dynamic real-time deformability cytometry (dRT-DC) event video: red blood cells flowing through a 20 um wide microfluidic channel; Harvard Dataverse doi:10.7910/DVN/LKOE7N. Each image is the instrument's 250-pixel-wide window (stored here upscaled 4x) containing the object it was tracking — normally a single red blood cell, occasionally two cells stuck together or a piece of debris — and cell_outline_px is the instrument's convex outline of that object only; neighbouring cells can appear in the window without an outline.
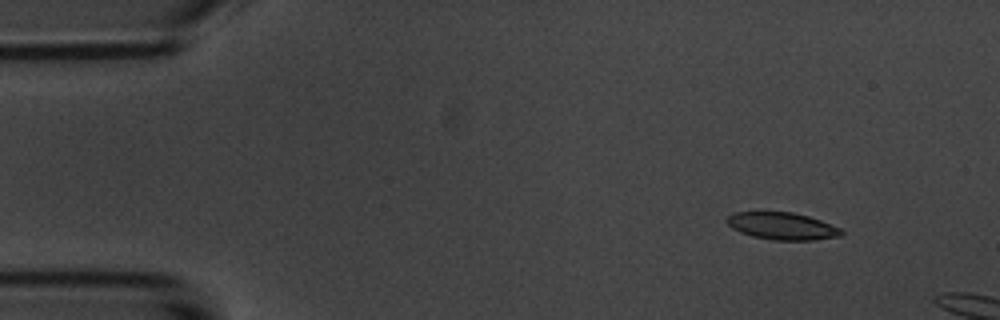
{"species": "common noctule bat (a hibernating species)", "species_latin": "Nyctalus noctula", "temperature_condition": "room temperature", "stored_images_in_passage": 5, "camera_frame_rate_fps": 3000, "um_per_image_px": 0.085, "animal": {"sex": "male", "body_mass_g": 20.1, "forearm_length_mm": 53.5}, "frame": {"image": 1, "passage_image": 2, "time_ms": 1.333, "image_size_px": [1000, 320], "cell_outline_px": [[844, 232], [840, 236], [812, 240], [772, 240], [752, 236], [740, 232], [732, 228], [724, 220], [732, 212], [792, 212], [808, 216], [820, 220], [840, 228]], "centroid_in_image_um": [66.45, 19.21], "position_along_channel_um": 18.5, "area_um2": 18.15}}